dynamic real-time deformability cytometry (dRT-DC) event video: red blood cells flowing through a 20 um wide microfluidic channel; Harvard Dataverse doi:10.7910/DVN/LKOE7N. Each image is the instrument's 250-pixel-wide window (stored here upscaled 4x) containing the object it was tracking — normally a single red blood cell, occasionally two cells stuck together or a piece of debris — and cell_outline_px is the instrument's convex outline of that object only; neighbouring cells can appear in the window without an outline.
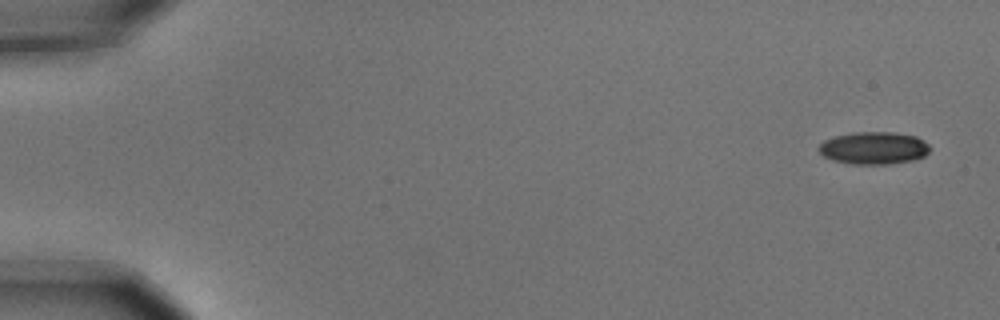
{"species": "common noctule bat (a hibernating species)", "species_latin": "Nyctalus noctula", "temperature_condition": "cold", "stored_images_in_passage": 5, "camera_frame_rate_fps": 3000, "um_per_image_px": 0.085, "animal": {"sex": "male", "body_mass_g": 15.6}, "frame": {"image": 1, "passage_image": 1, "time_ms": 0.0, "image_size_px": [1000, 320], "cell_outline_px": [[928, 152], [924, 156], [912, 160], [888, 164], [852, 164], [832, 160], [824, 156], [816, 148], [824, 140], [836, 136], [852, 132], [892, 132], [916, 136], [924, 140], [928, 144]], "centroid_in_image_um": [74.25, 12.58], "position_along_channel_um": 10.8, "area_um2": 20.98}}
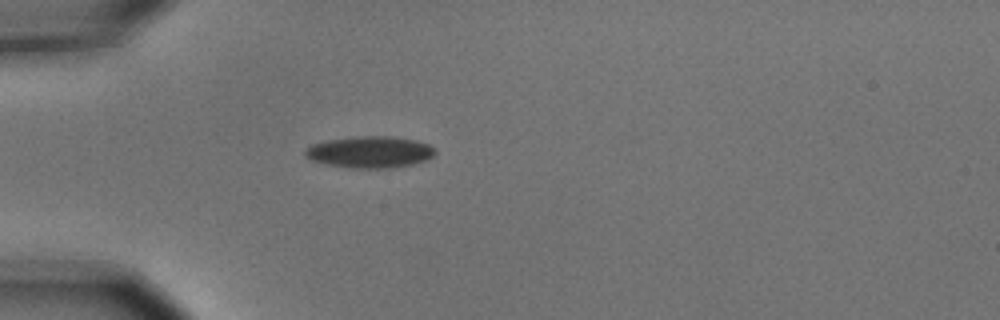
{"frame": {"image": 2, "passage_image": 5, "time_ms": 1.333, "image_size_px": [1000, 320], "cell_outline_px": [[436, 152], [428, 160], [412, 164], [392, 168], [348, 168], [324, 164], [312, 160], [304, 156], [304, 148], [312, 144], [328, 140], [356, 136], [392, 136], [416, 140], [428, 144]], "centroid_in_image_um": [31.41, 12.93], "position_along_channel_um": 53.6, "area_um2": 24.16}}